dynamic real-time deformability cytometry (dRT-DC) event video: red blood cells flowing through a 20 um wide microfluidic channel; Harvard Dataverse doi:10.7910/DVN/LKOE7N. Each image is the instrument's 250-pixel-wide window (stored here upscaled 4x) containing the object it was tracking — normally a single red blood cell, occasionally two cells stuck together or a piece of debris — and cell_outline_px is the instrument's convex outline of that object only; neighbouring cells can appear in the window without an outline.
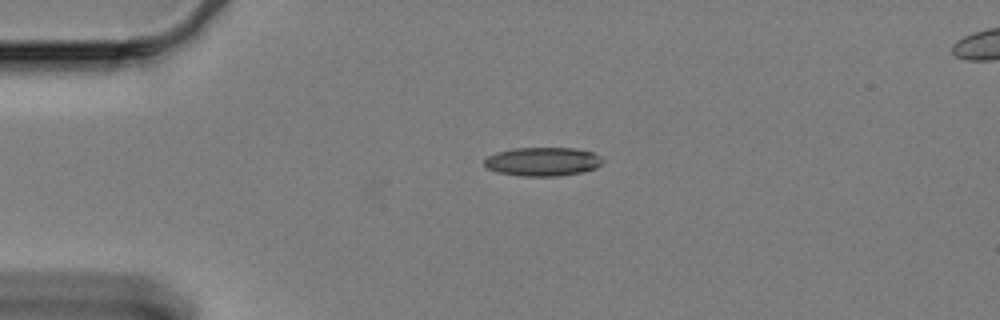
{"species": "Egyptian fruit bat (a non-hibernating species)", "species_latin": "Rousettus aegyptiacus", "temperature_condition": "cold", "stored_images_in_passage": 10, "camera_frame_rate_fps": 3000, "um_per_image_px": 0.085, "animal": {"sex": "female"}, "frame": {"image": 1, "passage_image": 1, "time_ms": 0.0, "image_size_px": [1000, 320], "cell_outline_px": [[604, 160], [596, 168], [584, 172], [556, 176], [524, 176], [496, 172], [488, 168], [484, 164], [484, 160], [488, 156], [496, 152], [512, 148], [576, 148], [592, 152], [600, 156]], "centroid_in_image_um": [46.13, 13.73], "position_along_channel_um": 38.9, "area_um2": 19.88}}
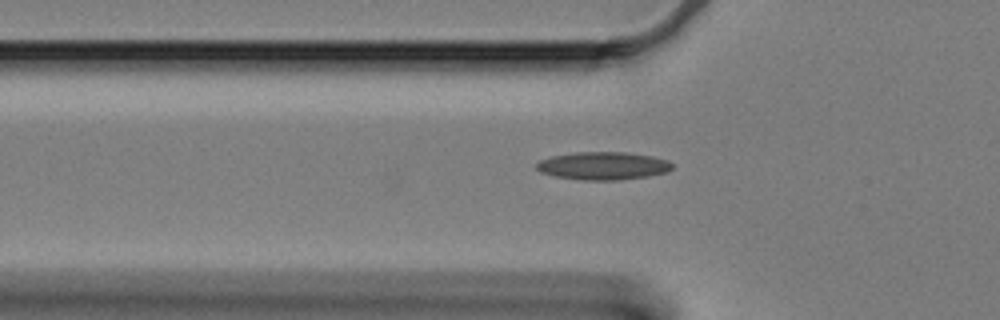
{"frame": {"image": 2, "passage_image": 7, "time_ms": 2.0, "image_size_px": [1000, 320], "cell_outline_px": [[672, 168], [668, 172], [648, 176], [620, 180], [580, 180], [556, 176], [540, 172], [536, 168], [536, 164], [540, 160], [552, 156], [576, 152], [624, 152], [652, 156], [668, 160], [672, 164]], "centroid_in_image_um": [51.27, 14.1], "position_along_channel_um": 74.5, "area_um2": 22.08}}